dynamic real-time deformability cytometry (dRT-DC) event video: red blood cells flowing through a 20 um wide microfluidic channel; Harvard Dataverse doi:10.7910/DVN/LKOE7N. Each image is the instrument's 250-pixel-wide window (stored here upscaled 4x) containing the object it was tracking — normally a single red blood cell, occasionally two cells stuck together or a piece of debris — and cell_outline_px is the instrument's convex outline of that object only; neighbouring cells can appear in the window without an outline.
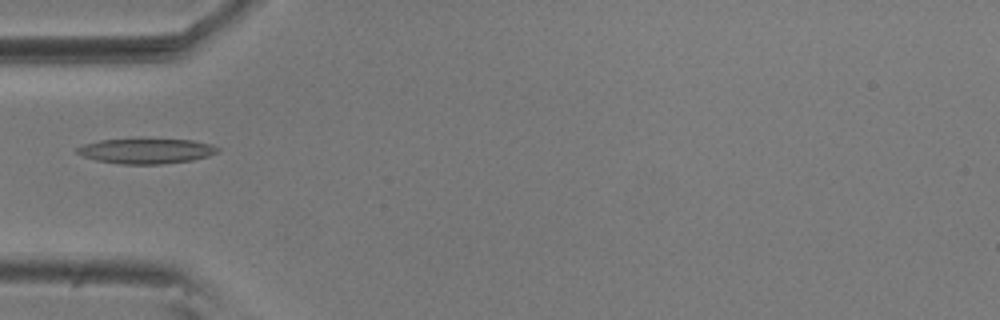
{"species": "common noctule bat (a hibernating species)", "species_latin": "Nyctalus noctula", "temperature_condition": "room temperature", "stored_images_in_passage": 34, "camera_frame_rate_fps": 3000, "um_per_image_px": 0.085, "animal": {"sex": "male", "body_mass_g": 20.5, "forearm_length_mm": 52.5}, "frame": {"image": 1, "passage_image": 1, "time_ms": 0.0, "image_size_px": [1000, 320], "cell_outline_px": [[220, 148], [216, 152], [208, 156], [192, 160], [160, 164], [120, 164], [96, 160], [84, 156], [76, 152], [76, 148], [84, 144], [100, 140], [140, 136], [192, 140], [212, 144]], "centroid_in_image_um": [12.42, 12.78], "position_along_channel_um": 72.6, "area_um2": 21.5}}